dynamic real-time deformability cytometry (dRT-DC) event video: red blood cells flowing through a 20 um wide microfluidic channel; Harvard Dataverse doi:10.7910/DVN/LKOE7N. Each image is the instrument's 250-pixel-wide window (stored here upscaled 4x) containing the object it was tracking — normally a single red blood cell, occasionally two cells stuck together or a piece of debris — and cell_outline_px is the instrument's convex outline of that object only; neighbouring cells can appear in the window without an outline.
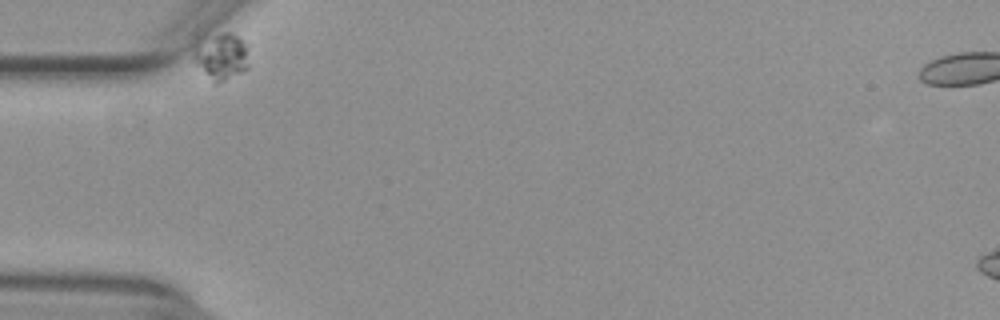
{"species": "common noctule bat (a hibernating species)", "species_latin": "Nyctalus noctula", "temperature_condition": "warm", "stored_images_in_passage": 20, "camera_frame_rate_fps": 3000, "um_per_image_px": 0.085, "animal": {"sex": "female", "body_mass_g": 29.2, "forearm_length_mm": 56.3}, "frame": {"image": 1, "passage_image": 1, "time_ms": 0.0, "image_size_px": [1000, 320], "cell_outline_px": [[248, 68], [216, 84], [212, 84], [192, 60], [192, 56], [196, 48], [220, 32], [232, 32], [244, 44], [248, 64]], "centroid_in_image_um": [18.79, 4.86], "position_along_channel_um": 66.2, "area_um2": 14.33}}
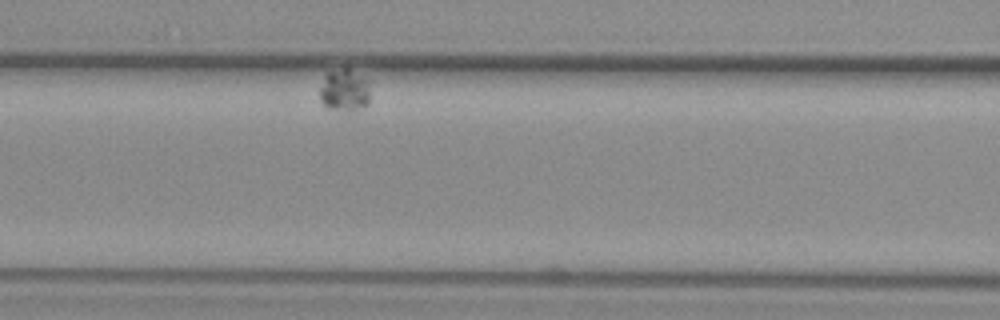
{"frame": {"image": 2, "passage_image": 11, "time_ms": 3.333, "image_size_px": [1000, 320], "cell_outline_px": [[372, 80], [368, 104], [364, 108], [348, 112], [328, 108], [320, 100], [320, 88], [324, 76], [328, 72], [344, 68], [348, 68]], "centroid_in_image_um": [29.35, 7.68], "position_along_channel_um": 137.3, "area_um2": 12.95}}
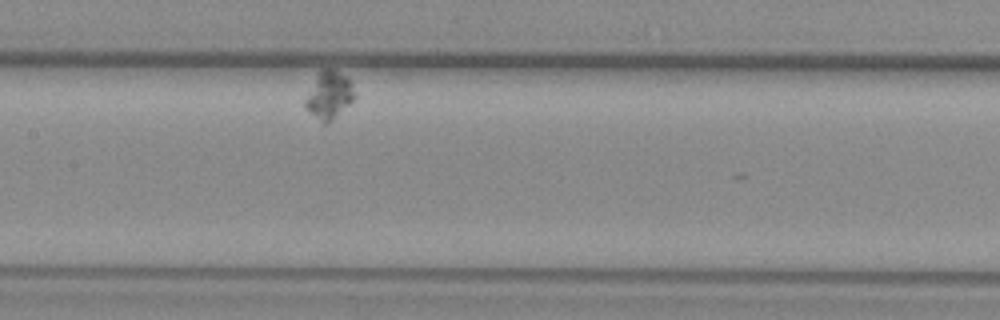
{"frame": {"image": 3, "passage_image": 16, "time_ms": 5.0, "image_size_px": [1000, 320], "cell_outline_px": [[356, 96], [348, 104], [324, 124], [304, 108], [304, 100], [320, 68], [332, 68], [348, 76]], "centroid_in_image_um": [27.94, 8.02], "position_along_channel_um": 179.5, "area_um2": 13.41}}